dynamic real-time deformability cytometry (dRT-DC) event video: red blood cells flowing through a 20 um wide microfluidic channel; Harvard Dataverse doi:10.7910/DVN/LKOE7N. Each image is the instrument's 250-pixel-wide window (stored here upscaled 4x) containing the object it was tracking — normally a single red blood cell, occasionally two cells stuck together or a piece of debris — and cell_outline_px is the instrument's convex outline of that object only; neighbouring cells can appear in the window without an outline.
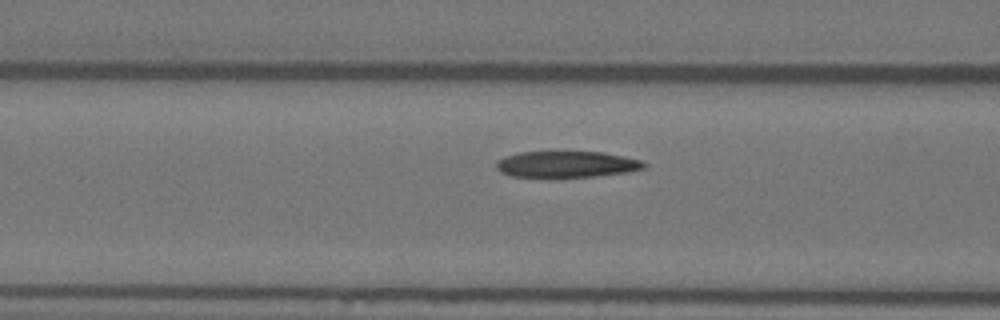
{"species": "Egyptian fruit bat (a non-hibernating species)", "species_latin": "Rousettus aegyptiacus", "temperature_condition": "warm", "stored_images_in_passage": 39, "camera_frame_rate_fps": 3000, "um_per_image_px": 0.085, "animal": {"sex": "female"}, "frame": {"image": 1, "passage_image": 5, "time_ms": 1.333, "image_size_px": [1000, 320], "cell_outline_px": [[648, 168], [628, 172], [592, 176], [512, 176], [500, 172], [496, 168], [496, 160], [504, 156], [520, 152], [604, 152], [624, 156], [640, 160], [648, 164]], "centroid_in_image_um": [48.19, 13.95], "position_along_channel_um": 118.4, "area_um2": 22.48}}
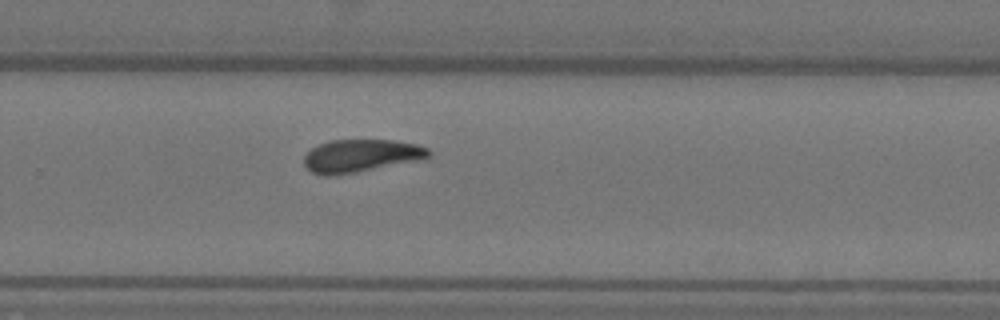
{"frame": {"image": 2, "passage_image": 20, "time_ms": 6.333, "image_size_px": [1000, 320], "cell_outline_px": [[432, 156], [428, 160], [336, 176], [324, 176], [312, 172], [304, 164], [304, 156], [312, 148], [320, 144], [332, 140], [392, 140], [416, 144], [428, 148], [432, 152]], "centroid_in_image_um": [30.78, 13.26], "position_along_channel_um": 299.0, "area_um2": 24.45}}
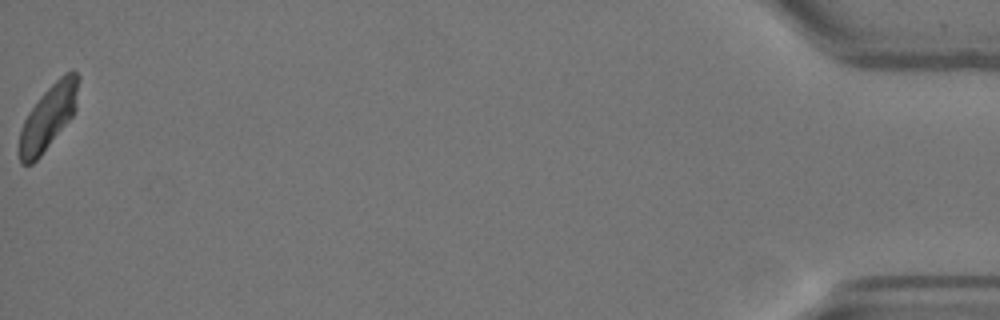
{"frame": {"image": 3, "passage_image": 39, "time_ms": 12.667, "image_size_px": [1000, 320], "cell_outline_px": [[80, 76], [76, 108], [72, 116], [40, 156], [32, 164], [20, 164], [20, 128], [28, 112], [40, 96], [64, 72], [76, 72]], "centroid_in_image_um": [4.12, 9.93], "position_along_channel_um": 431.1, "area_um2": 21.91}, "authors_computed_cell_mechanics": {"area_um2": 24.0448, "velocity_mm_per_s": 3.6336, "shape_relaxation_time_tau1_ms": 6.6289, "shape_relaxation_time_tau2_ms": 4.47, "deformation_change_tau1": 0.1658, "deformation_change_tau2": 0.0986}}